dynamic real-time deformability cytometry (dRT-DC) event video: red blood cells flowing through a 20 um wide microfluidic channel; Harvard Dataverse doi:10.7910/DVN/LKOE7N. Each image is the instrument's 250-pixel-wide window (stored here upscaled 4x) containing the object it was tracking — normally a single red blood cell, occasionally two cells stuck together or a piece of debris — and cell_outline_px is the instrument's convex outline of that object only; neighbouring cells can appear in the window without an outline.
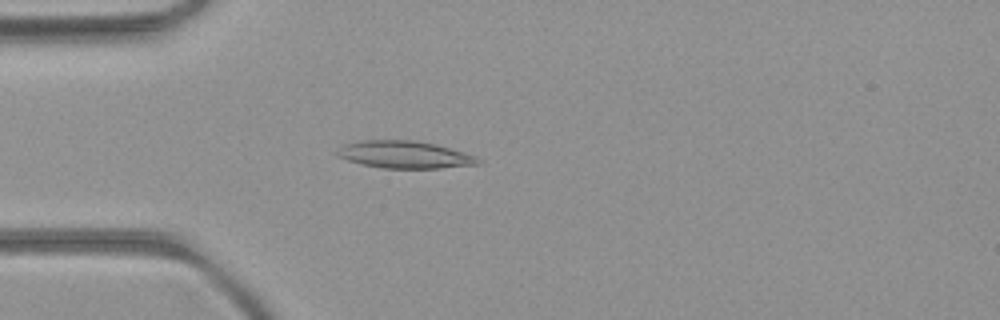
{"species": "common noctule bat (a hibernating species)", "species_latin": "Nyctalus noctula", "temperature_condition": "room temperature", "stored_images_in_passage": 38, "camera_frame_rate_fps": 3000, "um_per_image_px": 0.085, "animal": {"sex": "female", "body_mass_g": 21.9}, "frame": {"image": 1, "passage_image": 1, "time_ms": 0.0, "image_size_px": [1000, 320], "cell_outline_px": [[480, 160], [476, 164], [440, 168], [380, 168], [360, 164], [336, 156], [332, 152], [344, 144], [360, 140], [416, 140], [436, 144], [476, 156]], "centroid_in_image_um": [34.29, 13.13], "position_along_channel_um": 50.7, "area_um2": 22.54}}
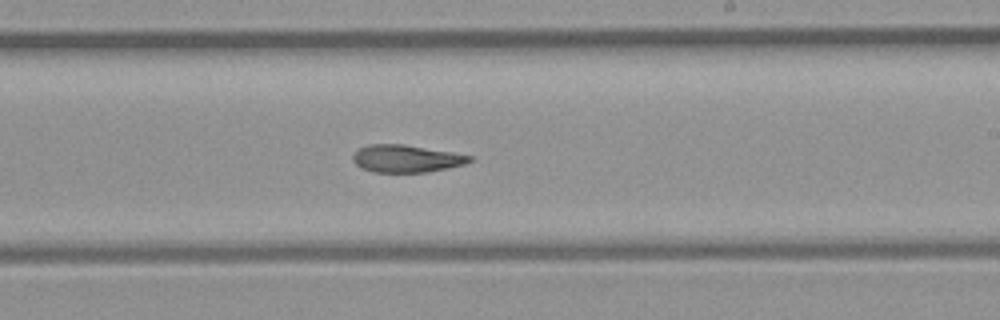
{"frame": {"image": 2, "passage_image": 17, "time_ms": 5.333, "image_size_px": [1000, 320], "cell_outline_px": [[472, 160], [464, 164], [448, 168], [428, 172], [372, 172], [360, 168], [352, 160], [352, 156], [360, 148], [368, 144], [404, 144], [452, 152], [472, 156]], "centroid_in_image_um": [34.51, 13.48], "position_along_channel_um": 254.5, "area_um2": 18.67}}
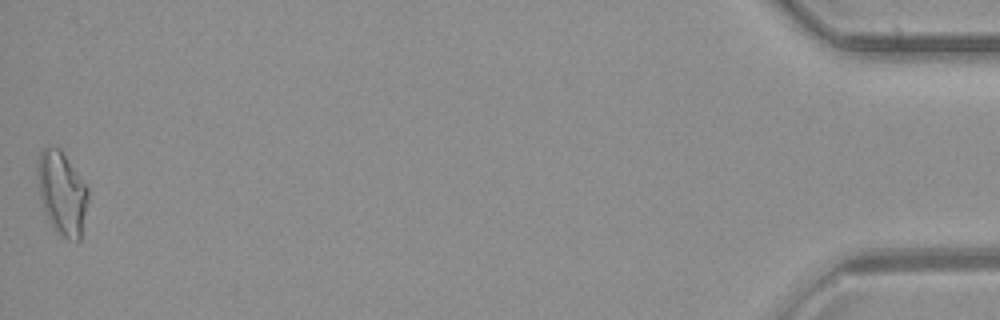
{"frame": {"image": 3, "passage_image": 38, "time_ms": 12.333, "image_size_px": [1000, 320], "cell_outline_px": [[88, 200], [80, 240], [68, 240], [48, 220], [44, 212], [40, 196], [36, 176], [36, 164], [40, 152], [48, 144], [60, 148], [88, 188]], "centroid_in_image_um": [5.24, 16.35], "position_along_channel_um": 430.0, "area_um2": 24.51}, "authors_computed_cell_mechanics": {"area_um2": 19.7965, "velocity_mm_per_s": 4.014, "shape_relaxation_time_tau1_ms": null, "shape_relaxation_time_tau2_ms": 9.2057, "deformation_change_tau1": null, "deformation_change_tau2": 0.1808}}